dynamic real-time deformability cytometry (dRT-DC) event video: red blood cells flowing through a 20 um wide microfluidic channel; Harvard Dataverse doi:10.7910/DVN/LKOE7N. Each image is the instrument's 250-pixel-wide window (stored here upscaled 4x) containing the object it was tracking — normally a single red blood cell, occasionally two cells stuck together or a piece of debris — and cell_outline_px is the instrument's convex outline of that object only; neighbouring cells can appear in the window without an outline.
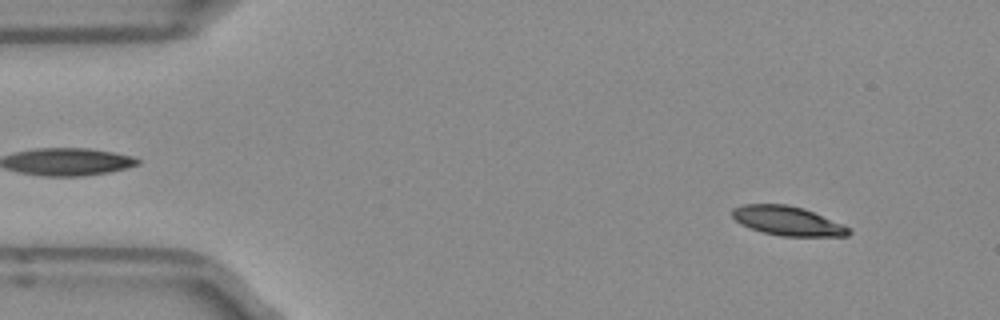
{"species": "Egyptian fruit bat (a non-hibernating species)", "species_latin": "Rousettus aegyptiacus", "temperature_condition": "room temperature", "stored_images_in_passage": 50, "camera_frame_rate_fps": 3000, "um_per_image_px": 0.085, "frame": {"image": 1, "passage_image": 4, "time_ms": 1.0, "image_size_px": [1000, 320], "cell_outline_px": [[852, 232], [848, 236], [780, 236], [748, 228], [740, 224], [732, 216], [732, 208], [744, 204], [784, 204], [804, 208], [852, 228]], "centroid_in_image_um": [66.95, 18.78], "position_along_channel_um": 18.1, "area_um2": 19.94}}
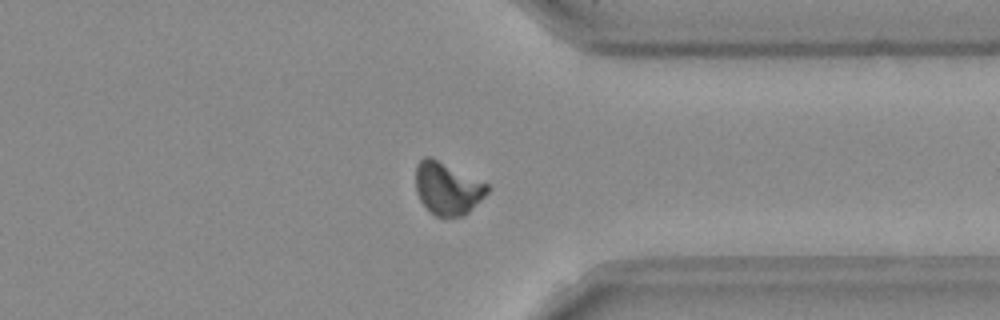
{"frame": {"image": 2, "passage_image": 38, "time_ms": 12.333, "image_size_px": [1000, 320], "cell_outline_px": [[488, 192], [464, 216], [436, 216], [420, 200], [416, 192], [416, 164], [424, 156], [432, 156], [488, 184]], "centroid_in_image_um": [38.01, 15.98], "position_along_channel_um": 373.4, "area_um2": 21.73}}
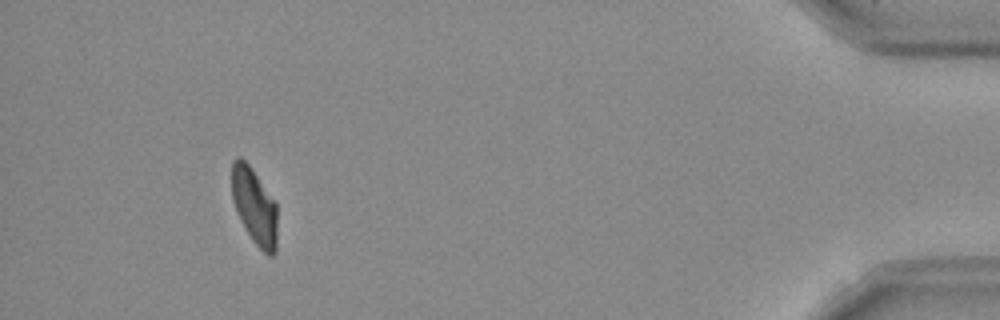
{"frame": {"image": 3, "passage_image": 46, "time_ms": 15.0, "image_size_px": [1000, 320], "cell_outline_px": [[276, 252], [272, 256], [268, 256], [252, 240], [232, 200], [232, 160], [236, 156], [240, 156], [248, 164], [276, 200]], "centroid_in_image_um": [21.64, 17.5], "position_along_channel_um": 413.6, "area_um2": 20.06}, "authors_computed_cell_mechanics": {"area_um2": 21.1548, "velocity_mm_per_s": 3.944, "shape_relaxation_time_tau1_ms": 4.0385, "shape_relaxation_time_tau2_ms": 3.9514, "deformation_change_tau1": 0.1659, "deformation_change_tau2": 0.0896}}